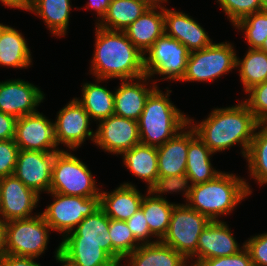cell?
I'll return each mask as SVG.
<instances>
[{"mask_svg": "<svg viewBox=\"0 0 267 266\" xmlns=\"http://www.w3.org/2000/svg\"><path fill=\"white\" fill-rule=\"evenodd\" d=\"M193 122L192 118H188V123L194 129L196 136L214 154L240 144L244 158L254 132L260 124L243 101L231 107L215 108L199 124Z\"/></svg>", "mask_w": 267, "mask_h": 266, "instance_id": "cell-1", "label": "cell"}, {"mask_svg": "<svg viewBox=\"0 0 267 266\" xmlns=\"http://www.w3.org/2000/svg\"><path fill=\"white\" fill-rule=\"evenodd\" d=\"M95 49L91 74L98 79L132 80L145 76L144 54L123 31L95 26Z\"/></svg>", "mask_w": 267, "mask_h": 266, "instance_id": "cell-2", "label": "cell"}, {"mask_svg": "<svg viewBox=\"0 0 267 266\" xmlns=\"http://www.w3.org/2000/svg\"><path fill=\"white\" fill-rule=\"evenodd\" d=\"M246 181L221 171L213 180L188 186L182 192L189 207L211 221H219L220 215H230L238 203L252 193Z\"/></svg>", "mask_w": 267, "mask_h": 266, "instance_id": "cell-3", "label": "cell"}, {"mask_svg": "<svg viewBox=\"0 0 267 266\" xmlns=\"http://www.w3.org/2000/svg\"><path fill=\"white\" fill-rule=\"evenodd\" d=\"M166 89L164 94L157 86L146 99L138 120L141 144L161 146L188 124L189 117L173 105L169 98L172 90Z\"/></svg>", "mask_w": 267, "mask_h": 266, "instance_id": "cell-4", "label": "cell"}, {"mask_svg": "<svg viewBox=\"0 0 267 266\" xmlns=\"http://www.w3.org/2000/svg\"><path fill=\"white\" fill-rule=\"evenodd\" d=\"M88 166L74 154L61 150L54 160L50 192L79 197H100Z\"/></svg>", "mask_w": 267, "mask_h": 266, "instance_id": "cell-5", "label": "cell"}, {"mask_svg": "<svg viewBox=\"0 0 267 266\" xmlns=\"http://www.w3.org/2000/svg\"><path fill=\"white\" fill-rule=\"evenodd\" d=\"M232 43H212L190 52L186 71L181 82H211L236 69L237 54Z\"/></svg>", "mask_w": 267, "mask_h": 266, "instance_id": "cell-6", "label": "cell"}, {"mask_svg": "<svg viewBox=\"0 0 267 266\" xmlns=\"http://www.w3.org/2000/svg\"><path fill=\"white\" fill-rule=\"evenodd\" d=\"M50 229L40 212L32 218L6 222V254L38 258L47 249Z\"/></svg>", "mask_w": 267, "mask_h": 266, "instance_id": "cell-7", "label": "cell"}, {"mask_svg": "<svg viewBox=\"0 0 267 266\" xmlns=\"http://www.w3.org/2000/svg\"><path fill=\"white\" fill-rule=\"evenodd\" d=\"M189 55L188 48L164 34L144 53V72L150 78L159 74L164 77L162 80L180 82L185 74Z\"/></svg>", "mask_w": 267, "mask_h": 266, "instance_id": "cell-8", "label": "cell"}, {"mask_svg": "<svg viewBox=\"0 0 267 266\" xmlns=\"http://www.w3.org/2000/svg\"><path fill=\"white\" fill-rule=\"evenodd\" d=\"M211 222L187 204H175L167 234L161 242L174 248L187 260L196 252L202 230Z\"/></svg>", "mask_w": 267, "mask_h": 266, "instance_id": "cell-9", "label": "cell"}, {"mask_svg": "<svg viewBox=\"0 0 267 266\" xmlns=\"http://www.w3.org/2000/svg\"><path fill=\"white\" fill-rule=\"evenodd\" d=\"M53 202L41 213L51 231L63 234V238L72 232L87 216L100 209V197H79L48 192Z\"/></svg>", "mask_w": 267, "mask_h": 266, "instance_id": "cell-10", "label": "cell"}, {"mask_svg": "<svg viewBox=\"0 0 267 266\" xmlns=\"http://www.w3.org/2000/svg\"><path fill=\"white\" fill-rule=\"evenodd\" d=\"M188 146L189 123L174 137L157 147L158 190L178 191L184 185Z\"/></svg>", "mask_w": 267, "mask_h": 266, "instance_id": "cell-11", "label": "cell"}, {"mask_svg": "<svg viewBox=\"0 0 267 266\" xmlns=\"http://www.w3.org/2000/svg\"><path fill=\"white\" fill-rule=\"evenodd\" d=\"M54 121L55 140L57 145L75 150L81 147L87 138L94 142L95 132L89 129L90 115L83 106L73 98L57 113Z\"/></svg>", "mask_w": 267, "mask_h": 266, "instance_id": "cell-12", "label": "cell"}, {"mask_svg": "<svg viewBox=\"0 0 267 266\" xmlns=\"http://www.w3.org/2000/svg\"><path fill=\"white\" fill-rule=\"evenodd\" d=\"M59 152L19 149L13 175L38 195L42 191L48 193L50 192L54 160Z\"/></svg>", "mask_w": 267, "mask_h": 266, "instance_id": "cell-13", "label": "cell"}, {"mask_svg": "<svg viewBox=\"0 0 267 266\" xmlns=\"http://www.w3.org/2000/svg\"><path fill=\"white\" fill-rule=\"evenodd\" d=\"M14 142L21 150L61 151L55 140L54 122L39 111L17 118Z\"/></svg>", "mask_w": 267, "mask_h": 266, "instance_id": "cell-14", "label": "cell"}, {"mask_svg": "<svg viewBox=\"0 0 267 266\" xmlns=\"http://www.w3.org/2000/svg\"><path fill=\"white\" fill-rule=\"evenodd\" d=\"M94 143L105 152L117 156L140 144L138 122L111 115L99 122Z\"/></svg>", "mask_w": 267, "mask_h": 266, "instance_id": "cell-15", "label": "cell"}, {"mask_svg": "<svg viewBox=\"0 0 267 266\" xmlns=\"http://www.w3.org/2000/svg\"><path fill=\"white\" fill-rule=\"evenodd\" d=\"M1 187V213L0 218L9 222L12 220L35 217L32 211L40 200L34 190L26 187L16 176L11 175L0 178Z\"/></svg>", "mask_w": 267, "mask_h": 266, "instance_id": "cell-16", "label": "cell"}, {"mask_svg": "<svg viewBox=\"0 0 267 266\" xmlns=\"http://www.w3.org/2000/svg\"><path fill=\"white\" fill-rule=\"evenodd\" d=\"M45 94L39 87L21 79L0 82V111L20 118L38 112Z\"/></svg>", "mask_w": 267, "mask_h": 266, "instance_id": "cell-17", "label": "cell"}, {"mask_svg": "<svg viewBox=\"0 0 267 266\" xmlns=\"http://www.w3.org/2000/svg\"><path fill=\"white\" fill-rule=\"evenodd\" d=\"M239 246L226 222L211 221L202 230L198 238L197 250L188 259V262L190 264L191 259L193 263L190 266H196L205 259L234 255L244 248L245 243L243 246Z\"/></svg>", "mask_w": 267, "mask_h": 266, "instance_id": "cell-18", "label": "cell"}, {"mask_svg": "<svg viewBox=\"0 0 267 266\" xmlns=\"http://www.w3.org/2000/svg\"><path fill=\"white\" fill-rule=\"evenodd\" d=\"M165 35L178 40L190 52L210 46V39L205 29L186 13L164 7Z\"/></svg>", "mask_w": 267, "mask_h": 266, "instance_id": "cell-19", "label": "cell"}, {"mask_svg": "<svg viewBox=\"0 0 267 266\" xmlns=\"http://www.w3.org/2000/svg\"><path fill=\"white\" fill-rule=\"evenodd\" d=\"M149 78L145 75L137 78L136 82L135 79L121 80V85L114 92V115L138 122L147 97L157 87L154 80L152 87L147 88Z\"/></svg>", "mask_w": 267, "mask_h": 266, "instance_id": "cell-20", "label": "cell"}, {"mask_svg": "<svg viewBox=\"0 0 267 266\" xmlns=\"http://www.w3.org/2000/svg\"><path fill=\"white\" fill-rule=\"evenodd\" d=\"M213 154L214 153L205 143L196 136L194 129L189 125V146L185 180L184 185L178 192L183 191L188 186L213 180L221 173L212 167L210 157H212Z\"/></svg>", "mask_w": 267, "mask_h": 266, "instance_id": "cell-21", "label": "cell"}, {"mask_svg": "<svg viewBox=\"0 0 267 266\" xmlns=\"http://www.w3.org/2000/svg\"><path fill=\"white\" fill-rule=\"evenodd\" d=\"M143 197L134 184L124 182L111 193L100 192V208L110 219L127 221L140 208Z\"/></svg>", "mask_w": 267, "mask_h": 266, "instance_id": "cell-22", "label": "cell"}, {"mask_svg": "<svg viewBox=\"0 0 267 266\" xmlns=\"http://www.w3.org/2000/svg\"><path fill=\"white\" fill-rule=\"evenodd\" d=\"M123 32L144 54L158 38L165 34L164 6L149 7L134 23L125 28Z\"/></svg>", "mask_w": 267, "mask_h": 266, "instance_id": "cell-23", "label": "cell"}, {"mask_svg": "<svg viewBox=\"0 0 267 266\" xmlns=\"http://www.w3.org/2000/svg\"><path fill=\"white\" fill-rule=\"evenodd\" d=\"M178 193L177 190L163 189V190H148L144 195L140 208L143 210L144 216L148 223L150 232L157 240L161 241L167 234L171 214L175 203H170L164 198L162 193ZM156 194V195H155ZM160 194V195H159Z\"/></svg>", "mask_w": 267, "mask_h": 266, "instance_id": "cell-24", "label": "cell"}, {"mask_svg": "<svg viewBox=\"0 0 267 266\" xmlns=\"http://www.w3.org/2000/svg\"><path fill=\"white\" fill-rule=\"evenodd\" d=\"M121 155L125 167L134 176L145 181L148 190H158L157 147L140 143Z\"/></svg>", "mask_w": 267, "mask_h": 266, "instance_id": "cell-25", "label": "cell"}, {"mask_svg": "<svg viewBox=\"0 0 267 266\" xmlns=\"http://www.w3.org/2000/svg\"><path fill=\"white\" fill-rule=\"evenodd\" d=\"M61 242L99 244L112 257V241L109 234V217L100 208L85 217Z\"/></svg>", "mask_w": 267, "mask_h": 266, "instance_id": "cell-26", "label": "cell"}, {"mask_svg": "<svg viewBox=\"0 0 267 266\" xmlns=\"http://www.w3.org/2000/svg\"><path fill=\"white\" fill-rule=\"evenodd\" d=\"M125 259H127V266H190L181 253L161 241L141 244Z\"/></svg>", "mask_w": 267, "mask_h": 266, "instance_id": "cell-27", "label": "cell"}, {"mask_svg": "<svg viewBox=\"0 0 267 266\" xmlns=\"http://www.w3.org/2000/svg\"><path fill=\"white\" fill-rule=\"evenodd\" d=\"M31 63V52L22 33L3 25L0 28V65L21 69L27 68Z\"/></svg>", "mask_w": 267, "mask_h": 266, "instance_id": "cell-28", "label": "cell"}, {"mask_svg": "<svg viewBox=\"0 0 267 266\" xmlns=\"http://www.w3.org/2000/svg\"><path fill=\"white\" fill-rule=\"evenodd\" d=\"M60 256L72 266H120L99 244L60 242Z\"/></svg>", "mask_w": 267, "mask_h": 266, "instance_id": "cell-29", "label": "cell"}, {"mask_svg": "<svg viewBox=\"0 0 267 266\" xmlns=\"http://www.w3.org/2000/svg\"><path fill=\"white\" fill-rule=\"evenodd\" d=\"M70 0H32L29 12L41 17L50 32L55 36H65L68 32Z\"/></svg>", "mask_w": 267, "mask_h": 266, "instance_id": "cell-30", "label": "cell"}, {"mask_svg": "<svg viewBox=\"0 0 267 266\" xmlns=\"http://www.w3.org/2000/svg\"><path fill=\"white\" fill-rule=\"evenodd\" d=\"M96 81L97 83H83L82 98L76 99L90 115L91 120L100 122L114 115V93L98 84L106 79L96 78Z\"/></svg>", "mask_w": 267, "mask_h": 266, "instance_id": "cell-31", "label": "cell"}, {"mask_svg": "<svg viewBox=\"0 0 267 266\" xmlns=\"http://www.w3.org/2000/svg\"><path fill=\"white\" fill-rule=\"evenodd\" d=\"M149 7L143 0H113L109 5L106 16L97 26L111 31H123Z\"/></svg>", "mask_w": 267, "mask_h": 266, "instance_id": "cell-32", "label": "cell"}, {"mask_svg": "<svg viewBox=\"0 0 267 266\" xmlns=\"http://www.w3.org/2000/svg\"><path fill=\"white\" fill-rule=\"evenodd\" d=\"M240 80L245 93L267 80V53L260 49L248 48L243 59L237 57Z\"/></svg>", "mask_w": 267, "mask_h": 266, "instance_id": "cell-33", "label": "cell"}, {"mask_svg": "<svg viewBox=\"0 0 267 266\" xmlns=\"http://www.w3.org/2000/svg\"><path fill=\"white\" fill-rule=\"evenodd\" d=\"M258 130V132H257ZM250 177L261 186L267 184V125L259 124L246 155Z\"/></svg>", "mask_w": 267, "mask_h": 266, "instance_id": "cell-34", "label": "cell"}, {"mask_svg": "<svg viewBox=\"0 0 267 266\" xmlns=\"http://www.w3.org/2000/svg\"><path fill=\"white\" fill-rule=\"evenodd\" d=\"M109 234L112 241V258L121 266V261L141 244L134 238L126 221L109 218Z\"/></svg>", "mask_w": 267, "mask_h": 266, "instance_id": "cell-35", "label": "cell"}, {"mask_svg": "<svg viewBox=\"0 0 267 266\" xmlns=\"http://www.w3.org/2000/svg\"><path fill=\"white\" fill-rule=\"evenodd\" d=\"M234 27L243 31L251 49H260L267 38V11L254 12L240 19Z\"/></svg>", "mask_w": 267, "mask_h": 266, "instance_id": "cell-36", "label": "cell"}, {"mask_svg": "<svg viewBox=\"0 0 267 266\" xmlns=\"http://www.w3.org/2000/svg\"><path fill=\"white\" fill-rule=\"evenodd\" d=\"M217 2L233 25L245 16L262 10L261 0H217Z\"/></svg>", "mask_w": 267, "mask_h": 266, "instance_id": "cell-37", "label": "cell"}, {"mask_svg": "<svg viewBox=\"0 0 267 266\" xmlns=\"http://www.w3.org/2000/svg\"><path fill=\"white\" fill-rule=\"evenodd\" d=\"M248 98L243 100L255 119L260 124L267 122V80L262 84L256 85L247 92Z\"/></svg>", "mask_w": 267, "mask_h": 266, "instance_id": "cell-38", "label": "cell"}, {"mask_svg": "<svg viewBox=\"0 0 267 266\" xmlns=\"http://www.w3.org/2000/svg\"><path fill=\"white\" fill-rule=\"evenodd\" d=\"M18 151L14 139L0 141V178L13 175Z\"/></svg>", "mask_w": 267, "mask_h": 266, "instance_id": "cell-39", "label": "cell"}, {"mask_svg": "<svg viewBox=\"0 0 267 266\" xmlns=\"http://www.w3.org/2000/svg\"><path fill=\"white\" fill-rule=\"evenodd\" d=\"M127 226L131 230L134 238L140 244H153L158 242L159 240L151 241V237L153 238V234L150 232L148 227V223L144 216L143 210L139 208L127 221ZM150 238V239H149Z\"/></svg>", "mask_w": 267, "mask_h": 266, "instance_id": "cell-40", "label": "cell"}, {"mask_svg": "<svg viewBox=\"0 0 267 266\" xmlns=\"http://www.w3.org/2000/svg\"><path fill=\"white\" fill-rule=\"evenodd\" d=\"M244 243L253 266H267V232L252 236Z\"/></svg>", "mask_w": 267, "mask_h": 266, "instance_id": "cell-41", "label": "cell"}, {"mask_svg": "<svg viewBox=\"0 0 267 266\" xmlns=\"http://www.w3.org/2000/svg\"><path fill=\"white\" fill-rule=\"evenodd\" d=\"M196 266H253V264L250 253L244 246L241 251L234 255L205 259Z\"/></svg>", "mask_w": 267, "mask_h": 266, "instance_id": "cell-42", "label": "cell"}, {"mask_svg": "<svg viewBox=\"0 0 267 266\" xmlns=\"http://www.w3.org/2000/svg\"><path fill=\"white\" fill-rule=\"evenodd\" d=\"M16 117L0 111V141L14 139Z\"/></svg>", "mask_w": 267, "mask_h": 266, "instance_id": "cell-43", "label": "cell"}, {"mask_svg": "<svg viewBox=\"0 0 267 266\" xmlns=\"http://www.w3.org/2000/svg\"><path fill=\"white\" fill-rule=\"evenodd\" d=\"M34 259L36 260L34 257L5 254L0 258V266H41Z\"/></svg>", "mask_w": 267, "mask_h": 266, "instance_id": "cell-44", "label": "cell"}, {"mask_svg": "<svg viewBox=\"0 0 267 266\" xmlns=\"http://www.w3.org/2000/svg\"><path fill=\"white\" fill-rule=\"evenodd\" d=\"M113 0H89L87 2V5L85 9L91 8V10H95L97 13V22L95 23L98 25L103 18L106 16V13L108 11L109 5ZM99 18V19H98Z\"/></svg>", "mask_w": 267, "mask_h": 266, "instance_id": "cell-45", "label": "cell"}, {"mask_svg": "<svg viewBox=\"0 0 267 266\" xmlns=\"http://www.w3.org/2000/svg\"><path fill=\"white\" fill-rule=\"evenodd\" d=\"M4 6L10 8L23 9L29 11L31 7L32 0H0Z\"/></svg>", "mask_w": 267, "mask_h": 266, "instance_id": "cell-46", "label": "cell"}, {"mask_svg": "<svg viewBox=\"0 0 267 266\" xmlns=\"http://www.w3.org/2000/svg\"><path fill=\"white\" fill-rule=\"evenodd\" d=\"M6 254V222L0 218V258Z\"/></svg>", "mask_w": 267, "mask_h": 266, "instance_id": "cell-47", "label": "cell"}, {"mask_svg": "<svg viewBox=\"0 0 267 266\" xmlns=\"http://www.w3.org/2000/svg\"><path fill=\"white\" fill-rule=\"evenodd\" d=\"M54 257H55V259H56L57 262H60V263L62 264V266H72V265H70L66 260H64V259L60 256V244H59V246L56 248Z\"/></svg>", "mask_w": 267, "mask_h": 266, "instance_id": "cell-48", "label": "cell"}, {"mask_svg": "<svg viewBox=\"0 0 267 266\" xmlns=\"http://www.w3.org/2000/svg\"><path fill=\"white\" fill-rule=\"evenodd\" d=\"M145 1L150 7H162L161 4L164 2L166 3L168 0H143Z\"/></svg>", "mask_w": 267, "mask_h": 266, "instance_id": "cell-49", "label": "cell"}, {"mask_svg": "<svg viewBox=\"0 0 267 266\" xmlns=\"http://www.w3.org/2000/svg\"><path fill=\"white\" fill-rule=\"evenodd\" d=\"M260 50H262V51L267 53V38L265 39V41H264L262 47L260 48Z\"/></svg>", "mask_w": 267, "mask_h": 266, "instance_id": "cell-50", "label": "cell"}, {"mask_svg": "<svg viewBox=\"0 0 267 266\" xmlns=\"http://www.w3.org/2000/svg\"><path fill=\"white\" fill-rule=\"evenodd\" d=\"M262 10L267 11V0H261Z\"/></svg>", "mask_w": 267, "mask_h": 266, "instance_id": "cell-51", "label": "cell"}, {"mask_svg": "<svg viewBox=\"0 0 267 266\" xmlns=\"http://www.w3.org/2000/svg\"><path fill=\"white\" fill-rule=\"evenodd\" d=\"M0 213H1V187H0Z\"/></svg>", "mask_w": 267, "mask_h": 266, "instance_id": "cell-52", "label": "cell"}]
</instances>
